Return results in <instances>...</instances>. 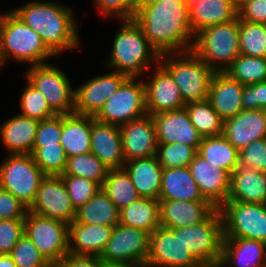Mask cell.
Instances as JSON below:
<instances>
[{
  "mask_svg": "<svg viewBox=\"0 0 266 267\" xmlns=\"http://www.w3.org/2000/svg\"><path fill=\"white\" fill-rule=\"evenodd\" d=\"M188 6L194 35L206 27L224 24L238 17L234 0H192Z\"/></svg>",
  "mask_w": 266,
  "mask_h": 267,
  "instance_id": "26",
  "label": "cell"
},
{
  "mask_svg": "<svg viewBox=\"0 0 266 267\" xmlns=\"http://www.w3.org/2000/svg\"><path fill=\"white\" fill-rule=\"evenodd\" d=\"M26 70V80L45 96L58 115L74 113L75 88L64 71L51 63L30 66Z\"/></svg>",
  "mask_w": 266,
  "mask_h": 267,
  "instance_id": "10",
  "label": "cell"
},
{
  "mask_svg": "<svg viewBox=\"0 0 266 267\" xmlns=\"http://www.w3.org/2000/svg\"><path fill=\"white\" fill-rule=\"evenodd\" d=\"M11 11L41 36L55 55L79 48L80 36L73 11L67 5L48 0L26 2Z\"/></svg>",
  "mask_w": 266,
  "mask_h": 267,
  "instance_id": "2",
  "label": "cell"
},
{
  "mask_svg": "<svg viewBox=\"0 0 266 267\" xmlns=\"http://www.w3.org/2000/svg\"><path fill=\"white\" fill-rule=\"evenodd\" d=\"M127 78L126 75L111 70L85 81L75 89L74 113L95 116Z\"/></svg>",
  "mask_w": 266,
  "mask_h": 267,
  "instance_id": "16",
  "label": "cell"
},
{
  "mask_svg": "<svg viewBox=\"0 0 266 267\" xmlns=\"http://www.w3.org/2000/svg\"><path fill=\"white\" fill-rule=\"evenodd\" d=\"M150 234L121 224L113 228L111 237L101 256L106 262H134L146 264Z\"/></svg>",
  "mask_w": 266,
  "mask_h": 267,
  "instance_id": "14",
  "label": "cell"
},
{
  "mask_svg": "<svg viewBox=\"0 0 266 267\" xmlns=\"http://www.w3.org/2000/svg\"><path fill=\"white\" fill-rule=\"evenodd\" d=\"M0 52L5 65L13 59L30 67L46 64L47 60L56 57L41 36L11 10L0 17Z\"/></svg>",
  "mask_w": 266,
  "mask_h": 267,
  "instance_id": "4",
  "label": "cell"
},
{
  "mask_svg": "<svg viewBox=\"0 0 266 267\" xmlns=\"http://www.w3.org/2000/svg\"><path fill=\"white\" fill-rule=\"evenodd\" d=\"M90 144V152L110 170L124 167L120 126L94 119L91 123Z\"/></svg>",
  "mask_w": 266,
  "mask_h": 267,
  "instance_id": "23",
  "label": "cell"
},
{
  "mask_svg": "<svg viewBox=\"0 0 266 267\" xmlns=\"http://www.w3.org/2000/svg\"><path fill=\"white\" fill-rule=\"evenodd\" d=\"M133 20L160 55L192 51L195 35L188 3L138 4Z\"/></svg>",
  "mask_w": 266,
  "mask_h": 267,
  "instance_id": "1",
  "label": "cell"
},
{
  "mask_svg": "<svg viewBox=\"0 0 266 267\" xmlns=\"http://www.w3.org/2000/svg\"><path fill=\"white\" fill-rule=\"evenodd\" d=\"M188 167L192 178L206 200L210 201L216 208L227 201L231 175L228 171L210 163L198 153Z\"/></svg>",
  "mask_w": 266,
  "mask_h": 267,
  "instance_id": "19",
  "label": "cell"
},
{
  "mask_svg": "<svg viewBox=\"0 0 266 267\" xmlns=\"http://www.w3.org/2000/svg\"><path fill=\"white\" fill-rule=\"evenodd\" d=\"M227 200L266 204V173L253 168L237 167L230 175Z\"/></svg>",
  "mask_w": 266,
  "mask_h": 267,
  "instance_id": "29",
  "label": "cell"
},
{
  "mask_svg": "<svg viewBox=\"0 0 266 267\" xmlns=\"http://www.w3.org/2000/svg\"><path fill=\"white\" fill-rule=\"evenodd\" d=\"M101 189L116 204L119 211L140 198L124 168L109 170Z\"/></svg>",
  "mask_w": 266,
  "mask_h": 267,
  "instance_id": "36",
  "label": "cell"
},
{
  "mask_svg": "<svg viewBox=\"0 0 266 267\" xmlns=\"http://www.w3.org/2000/svg\"><path fill=\"white\" fill-rule=\"evenodd\" d=\"M192 51L215 72H224L240 55L239 17L202 29Z\"/></svg>",
  "mask_w": 266,
  "mask_h": 267,
  "instance_id": "6",
  "label": "cell"
},
{
  "mask_svg": "<svg viewBox=\"0 0 266 267\" xmlns=\"http://www.w3.org/2000/svg\"><path fill=\"white\" fill-rule=\"evenodd\" d=\"M4 65H5V63H4L3 59H2L1 52H0V70L3 69Z\"/></svg>",
  "mask_w": 266,
  "mask_h": 267,
  "instance_id": "58",
  "label": "cell"
},
{
  "mask_svg": "<svg viewBox=\"0 0 266 267\" xmlns=\"http://www.w3.org/2000/svg\"><path fill=\"white\" fill-rule=\"evenodd\" d=\"M218 209L224 238L255 239L266 243V204L227 200Z\"/></svg>",
  "mask_w": 266,
  "mask_h": 267,
  "instance_id": "12",
  "label": "cell"
},
{
  "mask_svg": "<svg viewBox=\"0 0 266 267\" xmlns=\"http://www.w3.org/2000/svg\"><path fill=\"white\" fill-rule=\"evenodd\" d=\"M29 212L67 224L75 220L76 209L72 205L65 183L60 176L45 175Z\"/></svg>",
  "mask_w": 266,
  "mask_h": 267,
  "instance_id": "15",
  "label": "cell"
},
{
  "mask_svg": "<svg viewBox=\"0 0 266 267\" xmlns=\"http://www.w3.org/2000/svg\"><path fill=\"white\" fill-rule=\"evenodd\" d=\"M238 17L250 23L266 24V0H251L238 9Z\"/></svg>",
  "mask_w": 266,
  "mask_h": 267,
  "instance_id": "52",
  "label": "cell"
},
{
  "mask_svg": "<svg viewBox=\"0 0 266 267\" xmlns=\"http://www.w3.org/2000/svg\"><path fill=\"white\" fill-rule=\"evenodd\" d=\"M266 267V243L246 238H224L218 267ZM233 265V266H232Z\"/></svg>",
  "mask_w": 266,
  "mask_h": 267,
  "instance_id": "25",
  "label": "cell"
},
{
  "mask_svg": "<svg viewBox=\"0 0 266 267\" xmlns=\"http://www.w3.org/2000/svg\"><path fill=\"white\" fill-rule=\"evenodd\" d=\"M122 23L115 35L107 68L129 78H143L149 68L159 64L160 54L148 42L140 26L133 19L120 20ZM152 65V66H151Z\"/></svg>",
  "mask_w": 266,
  "mask_h": 267,
  "instance_id": "3",
  "label": "cell"
},
{
  "mask_svg": "<svg viewBox=\"0 0 266 267\" xmlns=\"http://www.w3.org/2000/svg\"><path fill=\"white\" fill-rule=\"evenodd\" d=\"M38 124L19 113L0 124V140L8 154H31Z\"/></svg>",
  "mask_w": 266,
  "mask_h": 267,
  "instance_id": "28",
  "label": "cell"
},
{
  "mask_svg": "<svg viewBox=\"0 0 266 267\" xmlns=\"http://www.w3.org/2000/svg\"><path fill=\"white\" fill-rule=\"evenodd\" d=\"M159 64L172 76L185 104L208 99L215 71L193 51L161 54Z\"/></svg>",
  "mask_w": 266,
  "mask_h": 267,
  "instance_id": "5",
  "label": "cell"
},
{
  "mask_svg": "<svg viewBox=\"0 0 266 267\" xmlns=\"http://www.w3.org/2000/svg\"><path fill=\"white\" fill-rule=\"evenodd\" d=\"M114 227L104 225L69 224V253L100 257Z\"/></svg>",
  "mask_w": 266,
  "mask_h": 267,
  "instance_id": "27",
  "label": "cell"
},
{
  "mask_svg": "<svg viewBox=\"0 0 266 267\" xmlns=\"http://www.w3.org/2000/svg\"><path fill=\"white\" fill-rule=\"evenodd\" d=\"M146 267H204L184 245L181 227L160 226L149 238Z\"/></svg>",
  "mask_w": 266,
  "mask_h": 267,
  "instance_id": "13",
  "label": "cell"
},
{
  "mask_svg": "<svg viewBox=\"0 0 266 267\" xmlns=\"http://www.w3.org/2000/svg\"><path fill=\"white\" fill-rule=\"evenodd\" d=\"M60 177L65 183L66 191L75 209L84 205L101 189L98 183L87 178L73 175H60Z\"/></svg>",
  "mask_w": 266,
  "mask_h": 267,
  "instance_id": "44",
  "label": "cell"
},
{
  "mask_svg": "<svg viewBox=\"0 0 266 267\" xmlns=\"http://www.w3.org/2000/svg\"><path fill=\"white\" fill-rule=\"evenodd\" d=\"M0 267H18L9 254H0Z\"/></svg>",
  "mask_w": 266,
  "mask_h": 267,
  "instance_id": "55",
  "label": "cell"
},
{
  "mask_svg": "<svg viewBox=\"0 0 266 267\" xmlns=\"http://www.w3.org/2000/svg\"><path fill=\"white\" fill-rule=\"evenodd\" d=\"M143 79L128 77L94 118L103 123L122 126L147 115Z\"/></svg>",
  "mask_w": 266,
  "mask_h": 267,
  "instance_id": "11",
  "label": "cell"
},
{
  "mask_svg": "<svg viewBox=\"0 0 266 267\" xmlns=\"http://www.w3.org/2000/svg\"><path fill=\"white\" fill-rule=\"evenodd\" d=\"M18 267H53L25 234L9 254Z\"/></svg>",
  "mask_w": 266,
  "mask_h": 267,
  "instance_id": "45",
  "label": "cell"
},
{
  "mask_svg": "<svg viewBox=\"0 0 266 267\" xmlns=\"http://www.w3.org/2000/svg\"><path fill=\"white\" fill-rule=\"evenodd\" d=\"M26 85L19 100V114L36 119L46 120L58 115L49 105L45 96L26 80Z\"/></svg>",
  "mask_w": 266,
  "mask_h": 267,
  "instance_id": "41",
  "label": "cell"
},
{
  "mask_svg": "<svg viewBox=\"0 0 266 267\" xmlns=\"http://www.w3.org/2000/svg\"><path fill=\"white\" fill-rule=\"evenodd\" d=\"M237 167L253 168L266 173V137L250 143L239 151Z\"/></svg>",
  "mask_w": 266,
  "mask_h": 267,
  "instance_id": "46",
  "label": "cell"
},
{
  "mask_svg": "<svg viewBox=\"0 0 266 267\" xmlns=\"http://www.w3.org/2000/svg\"><path fill=\"white\" fill-rule=\"evenodd\" d=\"M197 150L182 143H158L156 157L163 169L187 167L194 159Z\"/></svg>",
  "mask_w": 266,
  "mask_h": 267,
  "instance_id": "43",
  "label": "cell"
},
{
  "mask_svg": "<svg viewBox=\"0 0 266 267\" xmlns=\"http://www.w3.org/2000/svg\"><path fill=\"white\" fill-rule=\"evenodd\" d=\"M120 132L125 162L156 155V127L151 115L147 114L120 126Z\"/></svg>",
  "mask_w": 266,
  "mask_h": 267,
  "instance_id": "17",
  "label": "cell"
},
{
  "mask_svg": "<svg viewBox=\"0 0 266 267\" xmlns=\"http://www.w3.org/2000/svg\"><path fill=\"white\" fill-rule=\"evenodd\" d=\"M159 200L208 201L201 194L188 166L163 169Z\"/></svg>",
  "mask_w": 266,
  "mask_h": 267,
  "instance_id": "32",
  "label": "cell"
},
{
  "mask_svg": "<svg viewBox=\"0 0 266 267\" xmlns=\"http://www.w3.org/2000/svg\"><path fill=\"white\" fill-rule=\"evenodd\" d=\"M152 72L150 80L144 79L147 114L184 108L186 104L172 76L160 64Z\"/></svg>",
  "mask_w": 266,
  "mask_h": 267,
  "instance_id": "18",
  "label": "cell"
},
{
  "mask_svg": "<svg viewBox=\"0 0 266 267\" xmlns=\"http://www.w3.org/2000/svg\"><path fill=\"white\" fill-rule=\"evenodd\" d=\"M94 119V116L77 113L62 115L60 144L68 158L90 152L91 123Z\"/></svg>",
  "mask_w": 266,
  "mask_h": 267,
  "instance_id": "31",
  "label": "cell"
},
{
  "mask_svg": "<svg viewBox=\"0 0 266 267\" xmlns=\"http://www.w3.org/2000/svg\"><path fill=\"white\" fill-rule=\"evenodd\" d=\"M156 127L158 143H182L193 146L196 150L202 136L191 123L185 108L152 115Z\"/></svg>",
  "mask_w": 266,
  "mask_h": 267,
  "instance_id": "20",
  "label": "cell"
},
{
  "mask_svg": "<svg viewBox=\"0 0 266 267\" xmlns=\"http://www.w3.org/2000/svg\"><path fill=\"white\" fill-rule=\"evenodd\" d=\"M179 2V3H189L188 0H139L138 4H155L158 2Z\"/></svg>",
  "mask_w": 266,
  "mask_h": 267,
  "instance_id": "56",
  "label": "cell"
},
{
  "mask_svg": "<svg viewBox=\"0 0 266 267\" xmlns=\"http://www.w3.org/2000/svg\"><path fill=\"white\" fill-rule=\"evenodd\" d=\"M102 267H146L143 264L134 262H106L102 261Z\"/></svg>",
  "mask_w": 266,
  "mask_h": 267,
  "instance_id": "54",
  "label": "cell"
},
{
  "mask_svg": "<svg viewBox=\"0 0 266 267\" xmlns=\"http://www.w3.org/2000/svg\"><path fill=\"white\" fill-rule=\"evenodd\" d=\"M223 135L240 151L250 143L266 137V110H242L224 121Z\"/></svg>",
  "mask_w": 266,
  "mask_h": 267,
  "instance_id": "21",
  "label": "cell"
},
{
  "mask_svg": "<svg viewBox=\"0 0 266 267\" xmlns=\"http://www.w3.org/2000/svg\"><path fill=\"white\" fill-rule=\"evenodd\" d=\"M31 155L45 175L60 176L67 165V154L61 144L33 148Z\"/></svg>",
  "mask_w": 266,
  "mask_h": 267,
  "instance_id": "42",
  "label": "cell"
},
{
  "mask_svg": "<svg viewBox=\"0 0 266 267\" xmlns=\"http://www.w3.org/2000/svg\"><path fill=\"white\" fill-rule=\"evenodd\" d=\"M29 208L10 192L0 188V221L5 219H25Z\"/></svg>",
  "mask_w": 266,
  "mask_h": 267,
  "instance_id": "50",
  "label": "cell"
},
{
  "mask_svg": "<svg viewBox=\"0 0 266 267\" xmlns=\"http://www.w3.org/2000/svg\"><path fill=\"white\" fill-rule=\"evenodd\" d=\"M140 197L159 200L163 168L155 156L128 160L123 167Z\"/></svg>",
  "mask_w": 266,
  "mask_h": 267,
  "instance_id": "30",
  "label": "cell"
},
{
  "mask_svg": "<svg viewBox=\"0 0 266 267\" xmlns=\"http://www.w3.org/2000/svg\"><path fill=\"white\" fill-rule=\"evenodd\" d=\"M44 177L31 154H7L0 164V188L28 208L33 204Z\"/></svg>",
  "mask_w": 266,
  "mask_h": 267,
  "instance_id": "7",
  "label": "cell"
},
{
  "mask_svg": "<svg viewBox=\"0 0 266 267\" xmlns=\"http://www.w3.org/2000/svg\"><path fill=\"white\" fill-rule=\"evenodd\" d=\"M241 103L242 110H266V81L245 86Z\"/></svg>",
  "mask_w": 266,
  "mask_h": 267,
  "instance_id": "51",
  "label": "cell"
},
{
  "mask_svg": "<svg viewBox=\"0 0 266 267\" xmlns=\"http://www.w3.org/2000/svg\"><path fill=\"white\" fill-rule=\"evenodd\" d=\"M55 267H102V260L97 256L68 253Z\"/></svg>",
  "mask_w": 266,
  "mask_h": 267,
  "instance_id": "53",
  "label": "cell"
},
{
  "mask_svg": "<svg viewBox=\"0 0 266 267\" xmlns=\"http://www.w3.org/2000/svg\"><path fill=\"white\" fill-rule=\"evenodd\" d=\"M244 86L266 81V58L240 54L224 71Z\"/></svg>",
  "mask_w": 266,
  "mask_h": 267,
  "instance_id": "38",
  "label": "cell"
},
{
  "mask_svg": "<svg viewBox=\"0 0 266 267\" xmlns=\"http://www.w3.org/2000/svg\"><path fill=\"white\" fill-rule=\"evenodd\" d=\"M98 13L118 20L133 19L138 5L137 0H93Z\"/></svg>",
  "mask_w": 266,
  "mask_h": 267,
  "instance_id": "48",
  "label": "cell"
},
{
  "mask_svg": "<svg viewBox=\"0 0 266 267\" xmlns=\"http://www.w3.org/2000/svg\"><path fill=\"white\" fill-rule=\"evenodd\" d=\"M197 153L205 160L228 171L230 174L239 164V151L223 134L203 137Z\"/></svg>",
  "mask_w": 266,
  "mask_h": 267,
  "instance_id": "35",
  "label": "cell"
},
{
  "mask_svg": "<svg viewBox=\"0 0 266 267\" xmlns=\"http://www.w3.org/2000/svg\"><path fill=\"white\" fill-rule=\"evenodd\" d=\"M24 234L53 267L69 253V224L63 221L28 211L24 219Z\"/></svg>",
  "mask_w": 266,
  "mask_h": 267,
  "instance_id": "9",
  "label": "cell"
},
{
  "mask_svg": "<svg viewBox=\"0 0 266 267\" xmlns=\"http://www.w3.org/2000/svg\"><path fill=\"white\" fill-rule=\"evenodd\" d=\"M119 224L151 234L160 227L159 200L140 197L119 211Z\"/></svg>",
  "mask_w": 266,
  "mask_h": 267,
  "instance_id": "33",
  "label": "cell"
},
{
  "mask_svg": "<svg viewBox=\"0 0 266 267\" xmlns=\"http://www.w3.org/2000/svg\"><path fill=\"white\" fill-rule=\"evenodd\" d=\"M240 54L266 58L265 24L250 23L239 18Z\"/></svg>",
  "mask_w": 266,
  "mask_h": 267,
  "instance_id": "40",
  "label": "cell"
},
{
  "mask_svg": "<svg viewBox=\"0 0 266 267\" xmlns=\"http://www.w3.org/2000/svg\"><path fill=\"white\" fill-rule=\"evenodd\" d=\"M244 85L226 72H215L208 94L212 108L225 121L242 111Z\"/></svg>",
  "mask_w": 266,
  "mask_h": 267,
  "instance_id": "24",
  "label": "cell"
},
{
  "mask_svg": "<svg viewBox=\"0 0 266 267\" xmlns=\"http://www.w3.org/2000/svg\"><path fill=\"white\" fill-rule=\"evenodd\" d=\"M251 0H234V3L236 5V7L239 9L245 2H248Z\"/></svg>",
  "mask_w": 266,
  "mask_h": 267,
  "instance_id": "57",
  "label": "cell"
},
{
  "mask_svg": "<svg viewBox=\"0 0 266 267\" xmlns=\"http://www.w3.org/2000/svg\"><path fill=\"white\" fill-rule=\"evenodd\" d=\"M184 108L188 113L191 123L202 137L223 134L224 120L212 108L208 99L188 103Z\"/></svg>",
  "mask_w": 266,
  "mask_h": 267,
  "instance_id": "37",
  "label": "cell"
},
{
  "mask_svg": "<svg viewBox=\"0 0 266 267\" xmlns=\"http://www.w3.org/2000/svg\"><path fill=\"white\" fill-rule=\"evenodd\" d=\"M181 239L204 267H218L224 239L219 209L201 223L181 227Z\"/></svg>",
  "mask_w": 266,
  "mask_h": 267,
  "instance_id": "8",
  "label": "cell"
},
{
  "mask_svg": "<svg viewBox=\"0 0 266 267\" xmlns=\"http://www.w3.org/2000/svg\"><path fill=\"white\" fill-rule=\"evenodd\" d=\"M109 168L91 152L69 157L62 175H73L95 181L100 186L107 178Z\"/></svg>",
  "mask_w": 266,
  "mask_h": 267,
  "instance_id": "39",
  "label": "cell"
},
{
  "mask_svg": "<svg viewBox=\"0 0 266 267\" xmlns=\"http://www.w3.org/2000/svg\"><path fill=\"white\" fill-rule=\"evenodd\" d=\"M62 133V115L39 121L33 148L57 146Z\"/></svg>",
  "mask_w": 266,
  "mask_h": 267,
  "instance_id": "47",
  "label": "cell"
},
{
  "mask_svg": "<svg viewBox=\"0 0 266 267\" xmlns=\"http://www.w3.org/2000/svg\"><path fill=\"white\" fill-rule=\"evenodd\" d=\"M24 234V219L0 221V254H10Z\"/></svg>",
  "mask_w": 266,
  "mask_h": 267,
  "instance_id": "49",
  "label": "cell"
},
{
  "mask_svg": "<svg viewBox=\"0 0 266 267\" xmlns=\"http://www.w3.org/2000/svg\"><path fill=\"white\" fill-rule=\"evenodd\" d=\"M75 221L82 224L115 227L119 224V210L116 204L100 189L84 205L76 209Z\"/></svg>",
  "mask_w": 266,
  "mask_h": 267,
  "instance_id": "34",
  "label": "cell"
},
{
  "mask_svg": "<svg viewBox=\"0 0 266 267\" xmlns=\"http://www.w3.org/2000/svg\"><path fill=\"white\" fill-rule=\"evenodd\" d=\"M216 209L210 201L159 200L160 226L178 228L201 223Z\"/></svg>",
  "mask_w": 266,
  "mask_h": 267,
  "instance_id": "22",
  "label": "cell"
}]
</instances>
